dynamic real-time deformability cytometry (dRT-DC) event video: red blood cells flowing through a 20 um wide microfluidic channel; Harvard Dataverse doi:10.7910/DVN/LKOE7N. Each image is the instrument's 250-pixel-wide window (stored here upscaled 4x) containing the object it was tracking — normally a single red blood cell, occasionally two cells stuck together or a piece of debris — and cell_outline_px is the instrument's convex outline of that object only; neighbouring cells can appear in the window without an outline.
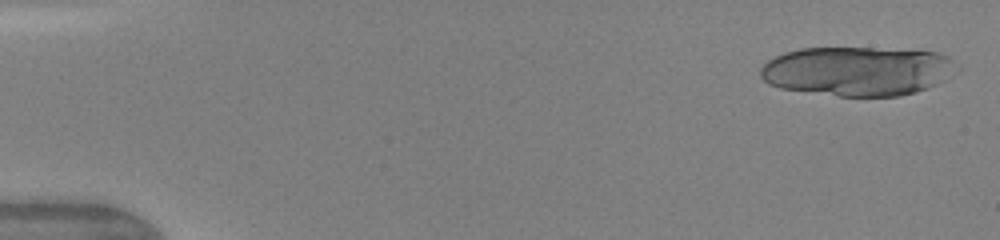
{"species": "human", "species_latin": "Homo sapiens", "temperature_condition": "warm", "stored_images_in_passage": 16, "camera_frame_rate_fps": 3000, "um_per_image_px": 0.085, "donor": {"sex": "female"}, "frame": {"image": 1, "passage_image": 1, "time_ms": 0.0, "image_size_px": [1000, 240], "cell_outline_px": [[952, 64], [944, 80], [928, 88], [916, 92], [900, 96], [840, 96], [780, 88], [768, 84], [760, 76], [760, 68], [768, 60], [784, 52], [800, 48], [872, 48], [936, 52], [948, 56], [952, 60]], "centroid_in_image_um": [72.78, 6.04], "position_along_channel_um": 12.2, "area_um2": 55.72}}